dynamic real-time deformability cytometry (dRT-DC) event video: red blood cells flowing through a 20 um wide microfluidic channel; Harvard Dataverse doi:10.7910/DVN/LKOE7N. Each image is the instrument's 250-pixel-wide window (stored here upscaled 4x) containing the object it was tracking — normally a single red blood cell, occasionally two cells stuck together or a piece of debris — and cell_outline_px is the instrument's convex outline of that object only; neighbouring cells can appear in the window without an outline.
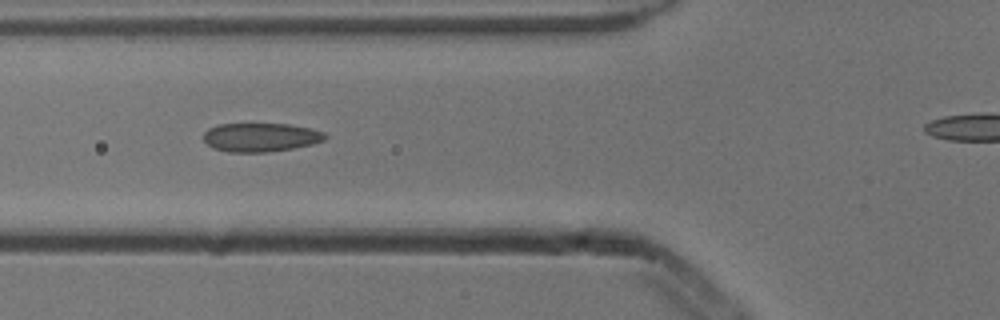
{"species": "common noctule bat (a hibernating species)", "species_latin": "Nyctalus noctula", "temperature_condition": "cold", "stored_images_in_passage": 7, "camera_frame_rate_fps": 3000, "um_per_image_px": 0.085, "animal": {"sex": "male", "body_mass_g": 13.3}, "frame": {"image": 1, "passage_image": 6, "time_ms": 1.667, "image_size_px": [1000, 320], "cell_outline_px": [[328, 136], [324, 140], [312, 144], [292, 148], [268, 152], [228, 152], [212, 148], [204, 140], [204, 132], [208, 128], [220, 124], [288, 124], [308, 128], [324, 132]], "centroid_in_image_um": [22.14, 11.67], "position_along_channel_um": 103.7, "area_um2": 20.29}}
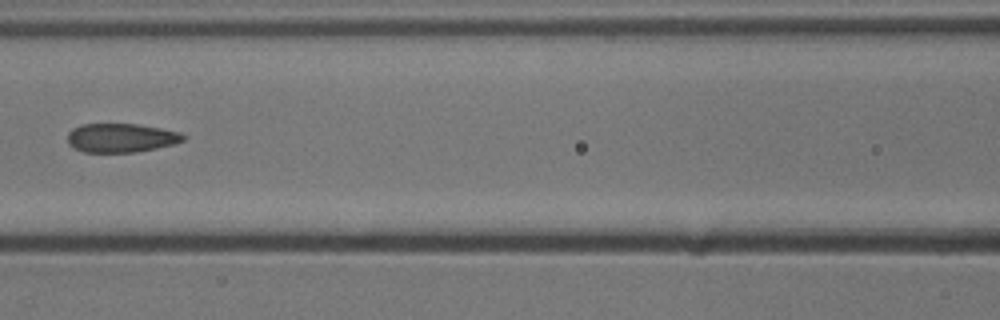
{"frame": {"image": 2, "passage_image": 7, "time_ms": 2.0, "image_size_px": [1000, 320], "cell_outline_px": [[188, 136], [184, 140], [172, 144], [156, 148], [136, 152], [84, 152], [68, 144], [68, 132], [72, 128], [84, 124], [140, 124], [180, 132]], "centroid_in_image_um": [10.3, 11.71], "position_along_channel_um": 156.3, "area_um2": 19.48}}